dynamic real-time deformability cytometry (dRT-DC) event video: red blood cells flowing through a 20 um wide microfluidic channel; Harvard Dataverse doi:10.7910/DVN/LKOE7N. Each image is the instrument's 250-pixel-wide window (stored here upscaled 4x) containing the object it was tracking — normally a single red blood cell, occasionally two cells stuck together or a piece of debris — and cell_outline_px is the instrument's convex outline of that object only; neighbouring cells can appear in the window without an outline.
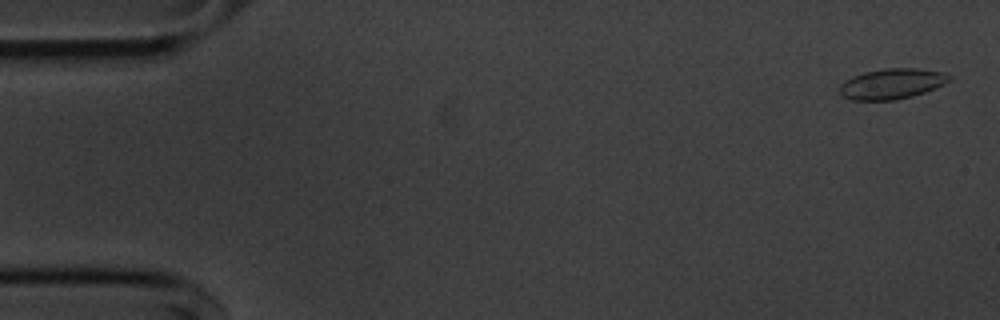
{"species": "common noctule bat (a hibernating species)", "species_latin": "Nyctalus noctula", "temperature_condition": "cold", "stored_images_in_passage": 55, "camera_frame_rate_fps": 3000, "um_per_image_px": 0.085, "animal": {"sex": "male", "body_mass_g": 20.1, "forearm_length_mm": 53.5}, "frame": {"image": 1, "passage_image": 2, "time_ms": 0.333, "image_size_px": [1000, 320], "cell_outline_px": [[952, 80], [936, 88], [912, 96], [896, 100], [852, 100], [844, 96], [840, 92], [840, 84], [852, 76], [864, 72], [884, 68], [916, 68], [940, 72], [952, 76]], "centroid_in_image_um": [75.82, 7.12], "position_along_channel_um": 9.2, "area_um2": 19.42}}
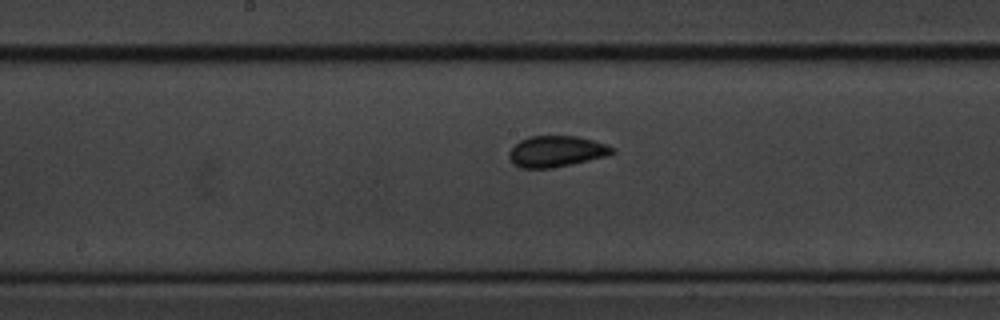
{"frame": {"image": 2, "passage_image": 28, "time_ms": 9.0, "image_size_px": [1000, 320], "cell_outline_px": [[616, 152], [608, 156], [572, 164], [552, 168], [520, 168], [512, 164], [508, 156], [508, 152], [520, 140], [528, 136], [576, 136], [592, 140], [616, 148]], "centroid_in_image_um": [47.28, 12.88], "position_along_channel_um": 200.9, "area_um2": 18.84}}
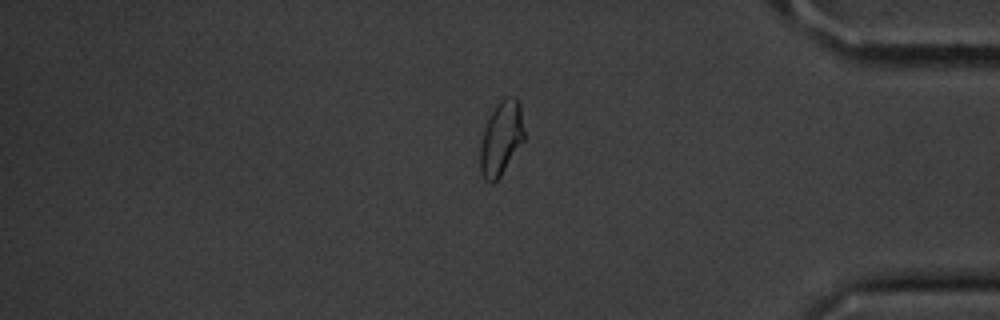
{"frame": {"image": 3, "passage_image": 46, "time_ms": 15.0, "image_size_px": [1000, 320], "cell_outline_px": [[524, 140], [500, 176], [492, 184], [488, 184], [484, 180], [480, 172], [480, 144], [484, 128], [492, 112], [500, 100], [504, 96], [512, 96], [520, 104], [524, 132]], "centroid_in_image_um": [42.58, 11.78], "position_along_channel_um": 392.6, "area_um2": 18.9}, "authors_computed_cell_mechanics": {"area_um2": 18.6116, "velocity_mm_per_s": 3.6411, "shape_relaxation_time_tau1_ms": 5.5453, "shape_relaxation_time_tau2_ms": null, "deformation_change_tau1": 0.0922, "deformation_change_tau2": null}}